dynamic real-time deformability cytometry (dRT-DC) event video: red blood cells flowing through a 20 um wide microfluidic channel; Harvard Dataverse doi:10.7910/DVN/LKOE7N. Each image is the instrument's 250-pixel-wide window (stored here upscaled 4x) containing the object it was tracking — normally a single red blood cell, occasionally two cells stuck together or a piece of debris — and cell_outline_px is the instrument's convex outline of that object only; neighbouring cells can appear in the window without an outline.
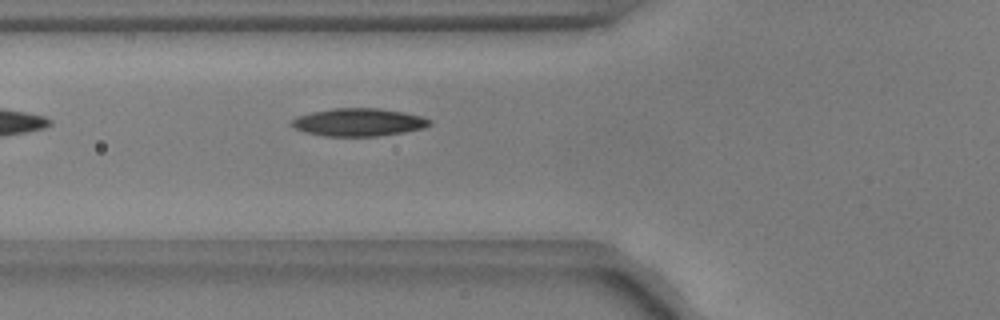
{"species": "common noctule bat (a hibernating species)", "species_latin": "Nyctalus noctula", "temperature_condition": "warm", "stored_images_in_passage": 37, "camera_frame_rate_fps": 3000, "um_per_image_px": 0.085, "animal": {"sex": "male", "body_mass_g": 17.9, "forearm_length_mm": 54.2}, "frame": {"image": 1, "passage_image": 3, "time_ms": 0.667, "image_size_px": [1000, 320], "cell_outline_px": [[432, 124], [424, 128], [404, 132], [376, 136], [324, 136], [304, 132], [288, 124], [292, 120], [300, 116], [312, 112], [332, 108], [380, 108], [404, 112], [420, 116], [432, 120]], "centroid_in_image_um": [30.5, 10.39], "position_along_channel_um": 95.3, "area_um2": 22.37}}
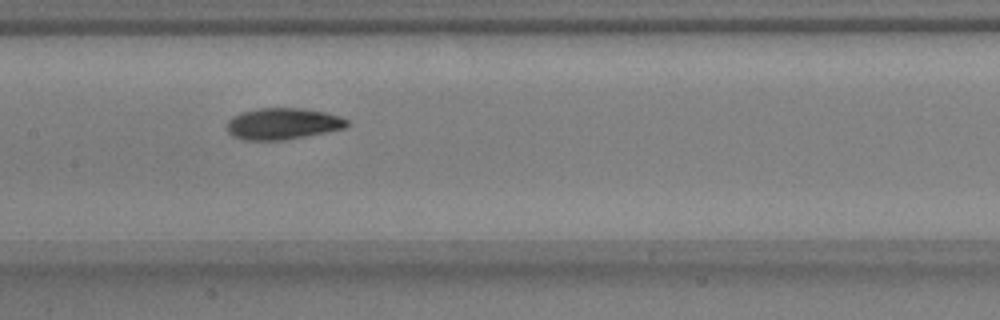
{"frame": {"image": 2, "passage_image": 10, "time_ms": 3.0, "image_size_px": [1000, 320], "cell_outline_px": [[348, 124], [344, 128], [328, 132], [284, 140], [244, 140], [232, 136], [228, 132], [228, 120], [232, 116], [240, 112], [260, 108], [300, 108], [324, 112], [340, 116], [348, 120]], "centroid_in_image_um": [24.02, 10.52], "position_along_channel_um": 183.4, "area_um2": 22.02}}
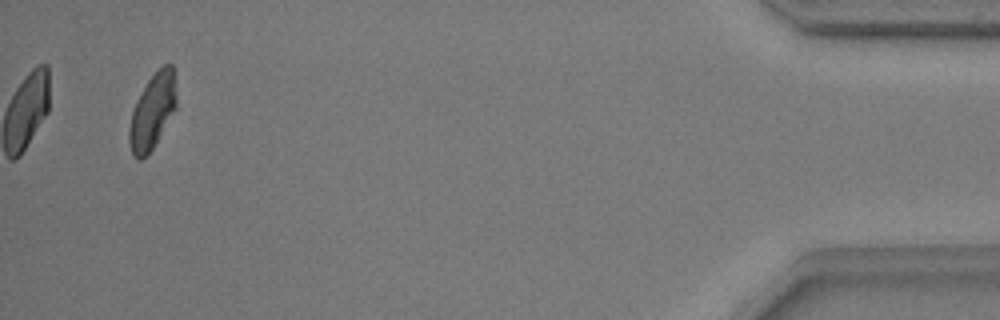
{"frame": {"image": 3, "passage_image": 35, "time_ms": 11.333, "image_size_px": [1000, 320], "cell_outline_px": [[176, 108], [152, 148], [140, 160], [136, 160], [132, 156], [128, 140], [128, 132], [132, 112], [136, 100], [148, 80], [164, 64], [172, 64], [176, 92]], "centroid_in_image_um": [12.93, 9.48], "position_along_channel_um": 422.3, "area_um2": 20.35}}